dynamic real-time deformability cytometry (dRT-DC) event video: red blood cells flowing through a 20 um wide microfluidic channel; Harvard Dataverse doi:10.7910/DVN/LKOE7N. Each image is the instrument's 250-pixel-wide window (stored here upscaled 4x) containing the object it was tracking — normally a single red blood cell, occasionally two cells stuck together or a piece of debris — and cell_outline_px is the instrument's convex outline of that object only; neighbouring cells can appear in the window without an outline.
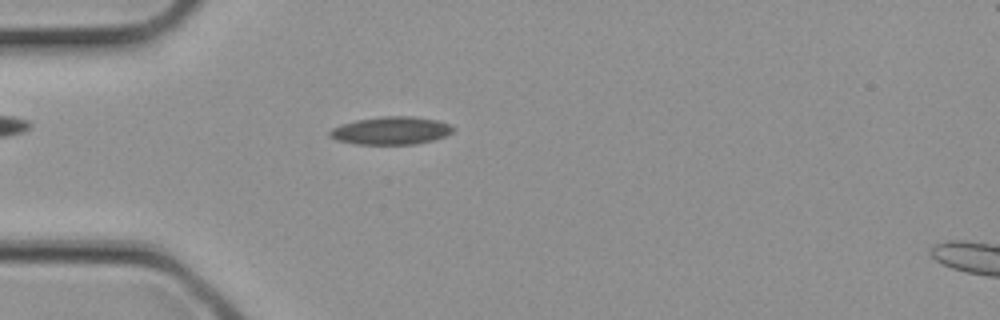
{"species": "common noctule bat (a hibernating species)", "species_latin": "Nyctalus noctula", "temperature_condition": "cold", "stored_images_in_passage": 16, "camera_frame_rate_fps": 3000, "um_per_image_px": 0.085, "animal": {"sex": "female", "body_mass_g": 21.9}, "frame": {"image": 1, "passage_image": 4, "time_ms": 1.0, "image_size_px": [1000, 320], "cell_outline_px": [[456, 128], [448, 136], [416, 144], [356, 144], [336, 140], [328, 136], [328, 132], [332, 128], [340, 124], [356, 120], [380, 116], [412, 116], [436, 120], [448, 124]], "centroid_in_image_um": [33.22, 11.1], "position_along_channel_um": 51.8, "area_um2": 20.17}}
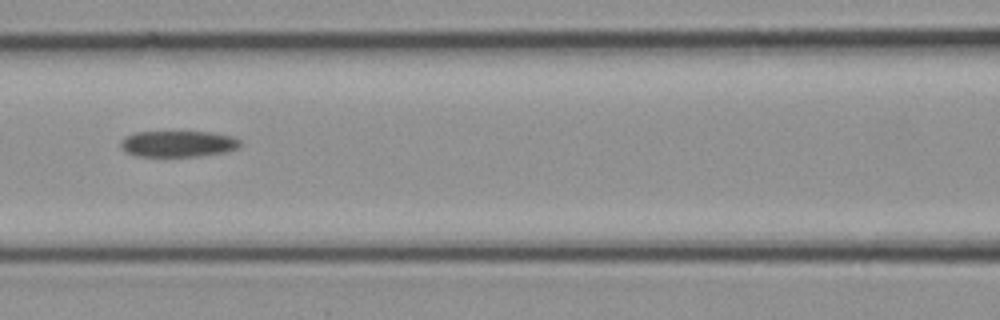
{"frame": {"image": 2, "passage_image": 9, "time_ms": 2.667, "image_size_px": [1000, 320], "cell_outline_px": [[240, 148], [228, 152], [200, 156], [136, 156], [124, 152], [120, 148], [120, 144], [124, 136], [136, 132], [208, 132], [232, 136], [240, 140]], "centroid_in_image_um": [15.13, 12.23], "position_along_channel_um": 151.5, "area_um2": 18.44}}
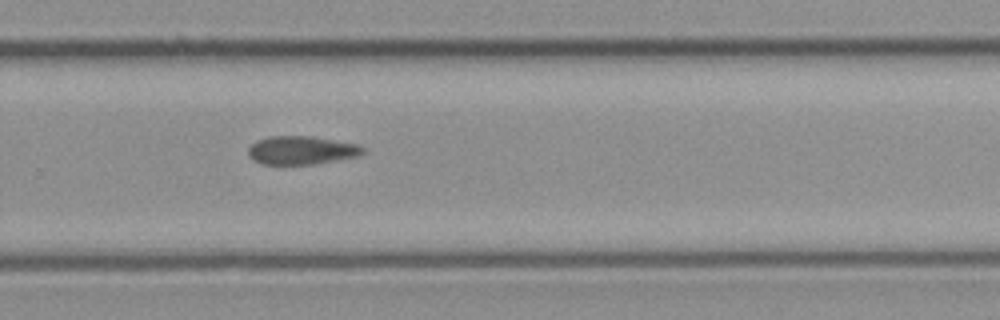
{"frame": {"image": 3, "passage_image": 16, "time_ms": 5.0, "image_size_px": [1000, 320], "cell_outline_px": [[364, 152], [360, 156], [316, 164], [260, 164], [252, 160], [248, 156], [248, 148], [256, 140], [268, 136], [312, 136], [360, 144], [364, 148]], "centroid_in_image_um": [25.63, 12.77], "position_along_channel_um": 304.2, "area_um2": 19.31}}